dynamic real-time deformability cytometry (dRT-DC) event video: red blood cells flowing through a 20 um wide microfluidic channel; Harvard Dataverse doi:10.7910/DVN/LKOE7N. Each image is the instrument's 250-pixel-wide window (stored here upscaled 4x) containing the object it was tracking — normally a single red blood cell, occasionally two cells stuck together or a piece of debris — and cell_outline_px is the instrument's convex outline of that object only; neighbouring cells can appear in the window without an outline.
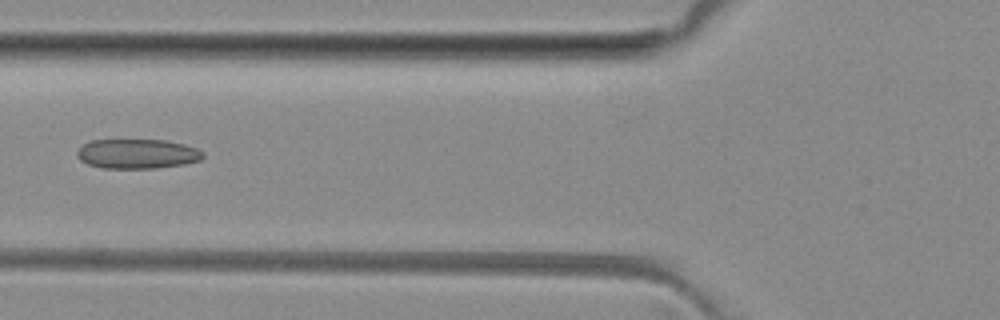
{"species": "common noctule bat (a hibernating species)", "species_latin": "Nyctalus noctula", "temperature_condition": "room temperature", "stored_images_in_passage": 4, "camera_frame_rate_fps": 3000, "um_per_image_px": 0.085, "animal": {"sex": "female", "body_mass_g": 29.2, "forearm_length_mm": 56.3}, "frame": {"image": 1, "passage_image": 4, "time_ms": 4.333, "image_size_px": [1000, 320], "cell_outline_px": [[204, 156], [200, 160], [184, 164], [156, 168], [100, 168], [88, 164], [80, 160], [76, 156], [76, 152], [88, 140], [164, 140], [184, 144], [196, 148], [204, 152]], "centroid_in_image_um": [11.65, 13.07], "position_along_channel_um": 114.1, "area_um2": 21.79}}